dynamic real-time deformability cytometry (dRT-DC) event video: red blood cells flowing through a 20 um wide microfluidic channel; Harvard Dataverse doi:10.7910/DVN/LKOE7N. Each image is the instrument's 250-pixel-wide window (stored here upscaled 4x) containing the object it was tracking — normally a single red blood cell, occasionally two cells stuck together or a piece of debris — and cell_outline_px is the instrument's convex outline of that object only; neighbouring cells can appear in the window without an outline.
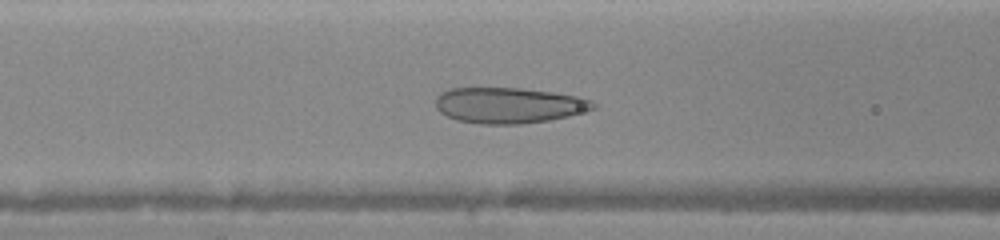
{"species": "human", "species_latin": "Homo sapiens", "temperature_condition": "warm", "stored_images_in_passage": 32, "camera_frame_rate_fps": 3000, "um_per_image_px": 0.085, "donor": {"sex": "female"}, "frame": {"image": 1, "passage_image": 7, "time_ms": 4.0, "image_size_px": [1000, 240], "cell_outline_px": [[600, 104], [596, 108], [584, 112], [568, 116], [548, 120], [520, 124], [480, 124], [456, 120], [440, 112], [436, 108], [436, 96], [440, 92], [448, 88], [520, 88], [552, 92], [580, 96], [592, 100]], "centroid_in_image_um": [43.27, 8.95], "position_along_channel_um": 123.3, "area_um2": 33.18}}
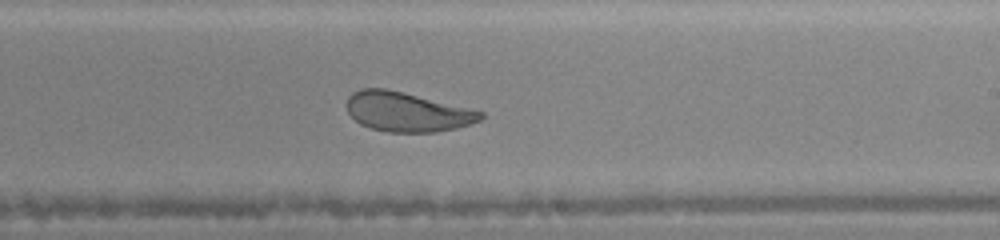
{"frame": {"image": 2, "passage_image": 16, "time_ms": 7.0, "image_size_px": [1000, 240], "cell_outline_px": [[484, 116], [480, 120], [456, 128], [436, 132], [388, 132], [372, 128], [360, 124], [348, 112], [348, 96], [352, 92], [360, 88], [384, 88], [404, 92], [484, 112]], "centroid_in_image_um": [34.58, 9.5], "position_along_channel_um": 254.4, "area_um2": 30.52}}
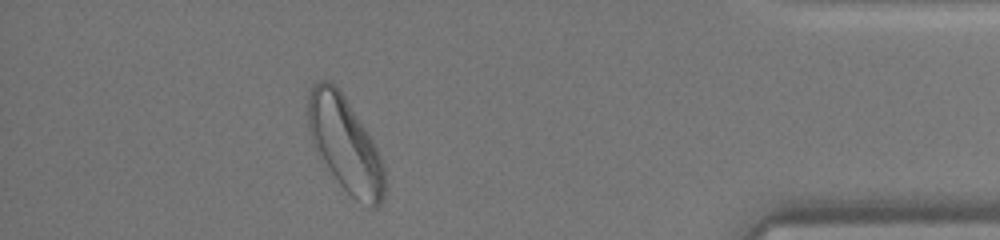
{"frame": {"image": 3, "passage_image": 28, "time_ms": 11.333, "image_size_px": [1000, 240], "cell_outline_px": [[384, 196], [380, 204], [376, 208], [368, 208], [356, 200], [340, 184], [328, 168], [316, 148], [312, 140], [308, 128], [308, 88], [316, 80], [332, 80], [340, 88], [372, 140], [380, 156], [384, 168]], "centroid_in_image_um": [29.32, 12.21], "position_along_channel_um": 405.9, "area_um2": 42.08}}